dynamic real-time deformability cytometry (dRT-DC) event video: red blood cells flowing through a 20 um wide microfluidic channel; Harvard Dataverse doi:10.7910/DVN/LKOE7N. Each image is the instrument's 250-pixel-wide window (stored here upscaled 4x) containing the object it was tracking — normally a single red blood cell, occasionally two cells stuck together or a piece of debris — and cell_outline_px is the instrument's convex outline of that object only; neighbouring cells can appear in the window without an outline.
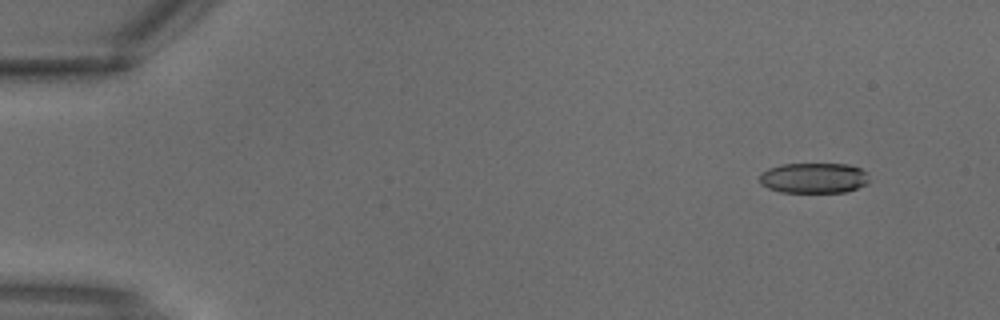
{"species": "common noctule bat (a hibernating species)", "species_latin": "Nyctalus noctula", "temperature_condition": "warm", "stored_images_in_passage": 4, "camera_frame_rate_fps": 3000, "um_per_image_px": 0.085, "animal": {"sex": "male", "body_mass_g": 18.8}, "frame": {"image": 1, "passage_image": 4, "time_ms": 1.0, "image_size_px": [1000, 320], "cell_outline_px": [[868, 184], [844, 192], [780, 192], [768, 188], [760, 184], [760, 172], [768, 168], [780, 164], [848, 164], [860, 168], [864, 172], [868, 180]], "centroid_in_image_um": [69.12, 15.13], "position_along_channel_um": 15.9, "area_um2": 19.42}}